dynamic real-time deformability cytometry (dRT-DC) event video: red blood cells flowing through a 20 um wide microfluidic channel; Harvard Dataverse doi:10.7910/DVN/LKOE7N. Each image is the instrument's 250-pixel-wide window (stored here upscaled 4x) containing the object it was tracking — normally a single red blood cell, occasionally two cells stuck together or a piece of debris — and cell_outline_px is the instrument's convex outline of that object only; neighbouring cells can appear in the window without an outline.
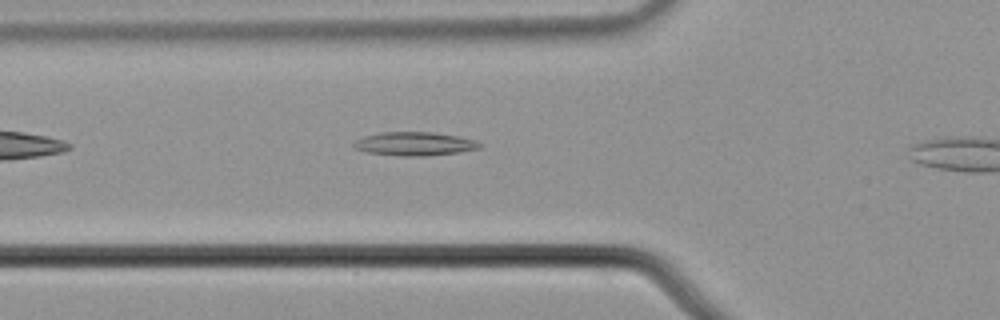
{"species": "common noctule bat (a hibernating species)", "species_latin": "Nyctalus noctula", "temperature_condition": "cold", "stored_images_in_passage": 7, "camera_frame_rate_fps": 3000, "um_per_image_px": 0.085, "animal": {"sex": "male", "body_mass_g": 21.5, "forearm_length_mm": 52.0}, "frame": {"image": 1, "passage_image": 6, "time_ms": 1.667, "image_size_px": [1000, 320], "cell_outline_px": [[480, 148], [460, 152], [428, 156], [400, 156], [368, 152], [352, 148], [352, 144], [356, 140], [364, 136], [380, 132], [432, 132], [456, 136], [476, 140], [480, 144]], "centroid_in_image_um": [35.21, 12.23], "position_along_channel_um": 90.6, "area_um2": 17.34}}